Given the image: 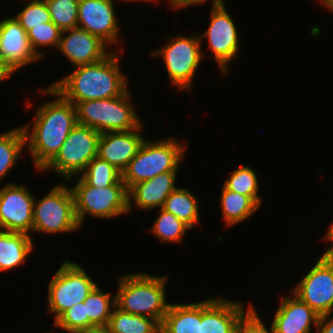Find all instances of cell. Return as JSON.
<instances>
[{"label":"cell","mask_w":333,"mask_h":333,"mask_svg":"<svg viewBox=\"0 0 333 333\" xmlns=\"http://www.w3.org/2000/svg\"><path fill=\"white\" fill-rule=\"evenodd\" d=\"M42 93L57 98L51 102H44L38 108L32 130L29 124L22 126L26 145H29L28 151L39 171L56 156L66 137L77 124L74 104L51 85L42 90Z\"/></svg>","instance_id":"6da1fadb"},{"label":"cell","mask_w":333,"mask_h":333,"mask_svg":"<svg viewBox=\"0 0 333 333\" xmlns=\"http://www.w3.org/2000/svg\"><path fill=\"white\" fill-rule=\"evenodd\" d=\"M123 52L119 47L99 62L76 66L73 73L51 86L74 105L120 96L128 89L126 75L119 65Z\"/></svg>","instance_id":"7a4b0ae2"},{"label":"cell","mask_w":333,"mask_h":333,"mask_svg":"<svg viewBox=\"0 0 333 333\" xmlns=\"http://www.w3.org/2000/svg\"><path fill=\"white\" fill-rule=\"evenodd\" d=\"M168 277L131 273L119 278L116 306L124 312L154 318L160 324L170 304L166 302Z\"/></svg>","instance_id":"3957f363"},{"label":"cell","mask_w":333,"mask_h":333,"mask_svg":"<svg viewBox=\"0 0 333 333\" xmlns=\"http://www.w3.org/2000/svg\"><path fill=\"white\" fill-rule=\"evenodd\" d=\"M185 150L186 145L173 137L158 141L144 139L136 156L122 172V181L129 189L132 185L156 175L177 171L184 159Z\"/></svg>","instance_id":"277c9868"},{"label":"cell","mask_w":333,"mask_h":333,"mask_svg":"<svg viewBox=\"0 0 333 333\" xmlns=\"http://www.w3.org/2000/svg\"><path fill=\"white\" fill-rule=\"evenodd\" d=\"M130 96L127 89L117 97L78 102L75 105L77 124L88 126L100 133L139 128L142 120L130 103Z\"/></svg>","instance_id":"5b68a950"},{"label":"cell","mask_w":333,"mask_h":333,"mask_svg":"<svg viewBox=\"0 0 333 333\" xmlns=\"http://www.w3.org/2000/svg\"><path fill=\"white\" fill-rule=\"evenodd\" d=\"M75 201L71 188L56 185L41 200L33 203L32 232L45 234L67 233L77 230Z\"/></svg>","instance_id":"8992f818"},{"label":"cell","mask_w":333,"mask_h":333,"mask_svg":"<svg viewBox=\"0 0 333 333\" xmlns=\"http://www.w3.org/2000/svg\"><path fill=\"white\" fill-rule=\"evenodd\" d=\"M75 212L80 226L87 214L102 219H110L129 213L128 189L126 185L93 187L81 177L72 188Z\"/></svg>","instance_id":"52a82bcc"},{"label":"cell","mask_w":333,"mask_h":333,"mask_svg":"<svg viewBox=\"0 0 333 333\" xmlns=\"http://www.w3.org/2000/svg\"><path fill=\"white\" fill-rule=\"evenodd\" d=\"M100 134L93 128L76 124L59 152L41 171L51 169L68 181L73 176L78 177L88 163L97 157Z\"/></svg>","instance_id":"ba28073f"},{"label":"cell","mask_w":333,"mask_h":333,"mask_svg":"<svg viewBox=\"0 0 333 333\" xmlns=\"http://www.w3.org/2000/svg\"><path fill=\"white\" fill-rule=\"evenodd\" d=\"M97 285L85 270L75 262L65 260L48 285V312L54 322L69 308L84 302Z\"/></svg>","instance_id":"9c48e42d"},{"label":"cell","mask_w":333,"mask_h":333,"mask_svg":"<svg viewBox=\"0 0 333 333\" xmlns=\"http://www.w3.org/2000/svg\"><path fill=\"white\" fill-rule=\"evenodd\" d=\"M199 35L176 36L159 50L151 52V56H161L172 85L178 90L192 89V80L203 58Z\"/></svg>","instance_id":"30bf717a"},{"label":"cell","mask_w":333,"mask_h":333,"mask_svg":"<svg viewBox=\"0 0 333 333\" xmlns=\"http://www.w3.org/2000/svg\"><path fill=\"white\" fill-rule=\"evenodd\" d=\"M320 316L333 311V254L320 257L292 290Z\"/></svg>","instance_id":"8fae6325"},{"label":"cell","mask_w":333,"mask_h":333,"mask_svg":"<svg viewBox=\"0 0 333 333\" xmlns=\"http://www.w3.org/2000/svg\"><path fill=\"white\" fill-rule=\"evenodd\" d=\"M224 4L212 7L209 28L199 37L201 40L208 39V47L213 52L214 60L222 74L226 75L229 72L230 62L238 58L240 44L235 23Z\"/></svg>","instance_id":"7c38bea8"},{"label":"cell","mask_w":333,"mask_h":333,"mask_svg":"<svg viewBox=\"0 0 333 333\" xmlns=\"http://www.w3.org/2000/svg\"><path fill=\"white\" fill-rule=\"evenodd\" d=\"M33 195L26 186L7 184L0 189V229L26 233L33 227Z\"/></svg>","instance_id":"4fadbf2b"},{"label":"cell","mask_w":333,"mask_h":333,"mask_svg":"<svg viewBox=\"0 0 333 333\" xmlns=\"http://www.w3.org/2000/svg\"><path fill=\"white\" fill-rule=\"evenodd\" d=\"M113 0H79L77 27L100 38L107 45H116L119 37Z\"/></svg>","instance_id":"5bb4252c"},{"label":"cell","mask_w":333,"mask_h":333,"mask_svg":"<svg viewBox=\"0 0 333 333\" xmlns=\"http://www.w3.org/2000/svg\"><path fill=\"white\" fill-rule=\"evenodd\" d=\"M245 311L240 301L209 298L200 302V333H236L241 321L254 308Z\"/></svg>","instance_id":"9a60e30c"},{"label":"cell","mask_w":333,"mask_h":333,"mask_svg":"<svg viewBox=\"0 0 333 333\" xmlns=\"http://www.w3.org/2000/svg\"><path fill=\"white\" fill-rule=\"evenodd\" d=\"M40 59L31 49L27 32L14 17L0 21V60L13 73Z\"/></svg>","instance_id":"2e32d148"},{"label":"cell","mask_w":333,"mask_h":333,"mask_svg":"<svg viewBox=\"0 0 333 333\" xmlns=\"http://www.w3.org/2000/svg\"><path fill=\"white\" fill-rule=\"evenodd\" d=\"M107 47L100 38L79 27L62 31L58 45L75 67L101 61L110 54Z\"/></svg>","instance_id":"e0dca14e"},{"label":"cell","mask_w":333,"mask_h":333,"mask_svg":"<svg viewBox=\"0 0 333 333\" xmlns=\"http://www.w3.org/2000/svg\"><path fill=\"white\" fill-rule=\"evenodd\" d=\"M139 128L130 131L105 132L100 134L97 156L113 165L121 173L136 156L144 141Z\"/></svg>","instance_id":"ac0fdd59"},{"label":"cell","mask_w":333,"mask_h":333,"mask_svg":"<svg viewBox=\"0 0 333 333\" xmlns=\"http://www.w3.org/2000/svg\"><path fill=\"white\" fill-rule=\"evenodd\" d=\"M280 301L271 324L273 333H310L311 325L317 330L320 315L307 303L294 294Z\"/></svg>","instance_id":"d6986e66"},{"label":"cell","mask_w":333,"mask_h":333,"mask_svg":"<svg viewBox=\"0 0 333 333\" xmlns=\"http://www.w3.org/2000/svg\"><path fill=\"white\" fill-rule=\"evenodd\" d=\"M176 172L168 171L132 185L128 189L129 213L133 205L139 210L162 208L166 198L177 188L175 185Z\"/></svg>","instance_id":"ffe728a7"},{"label":"cell","mask_w":333,"mask_h":333,"mask_svg":"<svg viewBox=\"0 0 333 333\" xmlns=\"http://www.w3.org/2000/svg\"><path fill=\"white\" fill-rule=\"evenodd\" d=\"M31 234L0 229V272L14 269L32 252Z\"/></svg>","instance_id":"44dd1931"},{"label":"cell","mask_w":333,"mask_h":333,"mask_svg":"<svg viewBox=\"0 0 333 333\" xmlns=\"http://www.w3.org/2000/svg\"><path fill=\"white\" fill-rule=\"evenodd\" d=\"M160 329L162 333H200V302L170 304Z\"/></svg>","instance_id":"7402d4cb"},{"label":"cell","mask_w":333,"mask_h":333,"mask_svg":"<svg viewBox=\"0 0 333 333\" xmlns=\"http://www.w3.org/2000/svg\"><path fill=\"white\" fill-rule=\"evenodd\" d=\"M222 219L227 226L247 220L260 206L249 196L242 195L224 186L221 192Z\"/></svg>","instance_id":"603a6c76"},{"label":"cell","mask_w":333,"mask_h":333,"mask_svg":"<svg viewBox=\"0 0 333 333\" xmlns=\"http://www.w3.org/2000/svg\"><path fill=\"white\" fill-rule=\"evenodd\" d=\"M198 202L189 189L177 187L166 198L162 209L172 213L192 229L200 221Z\"/></svg>","instance_id":"cb8c5ba5"},{"label":"cell","mask_w":333,"mask_h":333,"mask_svg":"<svg viewBox=\"0 0 333 333\" xmlns=\"http://www.w3.org/2000/svg\"><path fill=\"white\" fill-rule=\"evenodd\" d=\"M107 327L110 333H159L161 324L154 318L134 315L114 307Z\"/></svg>","instance_id":"d4e9b609"},{"label":"cell","mask_w":333,"mask_h":333,"mask_svg":"<svg viewBox=\"0 0 333 333\" xmlns=\"http://www.w3.org/2000/svg\"><path fill=\"white\" fill-rule=\"evenodd\" d=\"M88 328L93 326H107L114 307L116 296L111 299V292H104L98 285L84 300ZM112 309V310H111Z\"/></svg>","instance_id":"484cf974"},{"label":"cell","mask_w":333,"mask_h":333,"mask_svg":"<svg viewBox=\"0 0 333 333\" xmlns=\"http://www.w3.org/2000/svg\"><path fill=\"white\" fill-rule=\"evenodd\" d=\"M25 146L22 126L0 134V182L16 165Z\"/></svg>","instance_id":"4316f807"},{"label":"cell","mask_w":333,"mask_h":333,"mask_svg":"<svg viewBox=\"0 0 333 333\" xmlns=\"http://www.w3.org/2000/svg\"><path fill=\"white\" fill-rule=\"evenodd\" d=\"M79 176L88 185L98 188L112 185H125L122 181V173L98 156L88 163L86 169Z\"/></svg>","instance_id":"83f0119b"},{"label":"cell","mask_w":333,"mask_h":333,"mask_svg":"<svg viewBox=\"0 0 333 333\" xmlns=\"http://www.w3.org/2000/svg\"><path fill=\"white\" fill-rule=\"evenodd\" d=\"M258 177L256 172L249 166H241L225 180L224 187L245 196L251 197L259 206L261 197L258 195Z\"/></svg>","instance_id":"f1b7e54d"},{"label":"cell","mask_w":333,"mask_h":333,"mask_svg":"<svg viewBox=\"0 0 333 333\" xmlns=\"http://www.w3.org/2000/svg\"><path fill=\"white\" fill-rule=\"evenodd\" d=\"M160 212L150 230L151 233L153 232L154 236L162 242L180 243L190 228L172 213L162 208Z\"/></svg>","instance_id":"f546056e"},{"label":"cell","mask_w":333,"mask_h":333,"mask_svg":"<svg viewBox=\"0 0 333 333\" xmlns=\"http://www.w3.org/2000/svg\"><path fill=\"white\" fill-rule=\"evenodd\" d=\"M51 21L61 30L78 25L79 0H45Z\"/></svg>","instance_id":"4dcf8cb0"},{"label":"cell","mask_w":333,"mask_h":333,"mask_svg":"<svg viewBox=\"0 0 333 333\" xmlns=\"http://www.w3.org/2000/svg\"><path fill=\"white\" fill-rule=\"evenodd\" d=\"M62 31L52 22L43 23L41 26L33 27L27 32V37L31 46V49L41 59L44 54L40 52L39 47L47 46L58 48ZM39 48V49H38Z\"/></svg>","instance_id":"1f68e13d"},{"label":"cell","mask_w":333,"mask_h":333,"mask_svg":"<svg viewBox=\"0 0 333 333\" xmlns=\"http://www.w3.org/2000/svg\"><path fill=\"white\" fill-rule=\"evenodd\" d=\"M14 18L26 32L33 27H38L43 23L51 21L45 0H30V2L24 6L23 10L16 14Z\"/></svg>","instance_id":"d6a6232c"},{"label":"cell","mask_w":333,"mask_h":333,"mask_svg":"<svg viewBox=\"0 0 333 333\" xmlns=\"http://www.w3.org/2000/svg\"><path fill=\"white\" fill-rule=\"evenodd\" d=\"M58 327L69 333L88 328V316H86L85 303H77L67 309L55 322Z\"/></svg>","instance_id":"836d02e7"},{"label":"cell","mask_w":333,"mask_h":333,"mask_svg":"<svg viewBox=\"0 0 333 333\" xmlns=\"http://www.w3.org/2000/svg\"><path fill=\"white\" fill-rule=\"evenodd\" d=\"M236 333H273V330L271 327L270 330L266 328L253 308L241 321Z\"/></svg>","instance_id":"e575fe53"},{"label":"cell","mask_w":333,"mask_h":333,"mask_svg":"<svg viewBox=\"0 0 333 333\" xmlns=\"http://www.w3.org/2000/svg\"><path fill=\"white\" fill-rule=\"evenodd\" d=\"M168 1L170 3V6L173 7L174 10H177V9H183V7L186 8L193 4L198 5L201 3H205L206 1H209V0H168ZM211 3H212V7H214V6L223 4L224 0H211Z\"/></svg>","instance_id":"d590c367"},{"label":"cell","mask_w":333,"mask_h":333,"mask_svg":"<svg viewBox=\"0 0 333 333\" xmlns=\"http://www.w3.org/2000/svg\"><path fill=\"white\" fill-rule=\"evenodd\" d=\"M331 314L332 312L320 316L317 333H333V316H330Z\"/></svg>","instance_id":"8d00e7d4"},{"label":"cell","mask_w":333,"mask_h":333,"mask_svg":"<svg viewBox=\"0 0 333 333\" xmlns=\"http://www.w3.org/2000/svg\"><path fill=\"white\" fill-rule=\"evenodd\" d=\"M76 333H110L107 326H93L90 328L82 329Z\"/></svg>","instance_id":"74e56055"},{"label":"cell","mask_w":333,"mask_h":333,"mask_svg":"<svg viewBox=\"0 0 333 333\" xmlns=\"http://www.w3.org/2000/svg\"><path fill=\"white\" fill-rule=\"evenodd\" d=\"M322 240H324V242H325V240H326V242L327 241L332 242V244H333V222L331 224V227L328 228V230L325 233ZM324 253L333 254V245L331 247H329V249H327Z\"/></svg>","instance_id":"f35d334b"},{"label":"cell","mask_w":333,"mask_h":333,"mask_svg":"<svg viewBox=\"0 0 333 333\" xmlns=\"http://www.w3.org/2000/svg\"><path fill=\"white\" fill-rule=\"evenodd\" d=\"M13 72L0 60V83L12 76Z\"/></svg>","instance_id":"ab89813d"},{"label":"cell","mask_w":333,"mask_h":333,"mask_svg":"<svg viewBox=\"0 0 333 333\" xmlns=\"http://www.w3.org/2000/svg\"><path fill=\"white\" fill-rule=\"evenodd\" d=\"M321 3L331 12H333V0H323Z\"/></svg>","instance_id":"60d3db41"},{"label":"cell","mask_w":333,"mask_h":333,"mask_svg":"<svg viewBox=\"0 0 333 333\" xmlns=\"http://www.w3.org/2000/svg\"><path fill=\"white\" fill-rule=\"evenodd\" d=\"M124 1H151V2H155V0H124Z\"/></svg>","instance_id":"b9f144b4"}]
</instances>
